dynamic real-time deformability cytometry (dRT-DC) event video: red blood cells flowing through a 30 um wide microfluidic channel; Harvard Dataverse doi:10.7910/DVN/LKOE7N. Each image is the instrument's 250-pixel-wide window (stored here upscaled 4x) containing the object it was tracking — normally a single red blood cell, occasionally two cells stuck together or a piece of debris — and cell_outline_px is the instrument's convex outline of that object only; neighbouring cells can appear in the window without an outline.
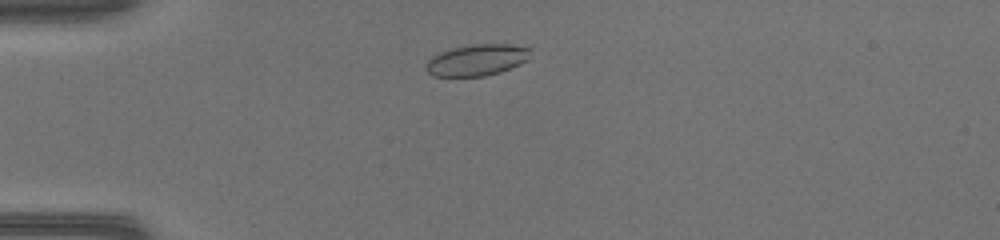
{"species": "common noctule bat (a hibernating species)", "species_latin": "Nyctalus noctula", "temperature_condition": "warm", "stored_images_in_passage": 20, "camera_frame_rate_fps": 3000, "um_per_image_px": 0.085, "animal": {"sex": "female", "body_mass_g": 17.0, "forearm_length_mm": 48.0}, "frame": {"image": 1, "passage_image": 6, "time_ms": 1.667, "image_size_px": [1000, 240], "cell_outline_px": [[528, 60], [520, 64], [500, 72], [484, 76], [432, 76], [424, 68], [424, 64], [432, 56], [440, 52], [452, 48], [472, 44], [508, 44], [528, 48]], "centroid_in_image_um": [40.47, 5.11], "position_along_channel_um": 44.5, "area_um2": 19.02}}
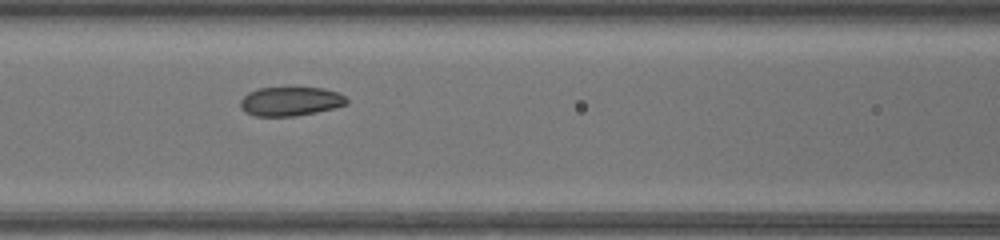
{"frame": {"image": 2, "passage_image": 15, "time_ms": 4.667, "image_size_px": [1000, 240], "cell_outline_px": [[348, 104], [316, 112], [296, 116], [256, 116], [244, 112], [240, 108], [240, 100], [248, 92], [260, 88], [324, 88], [336, 92], [344, 96], [348, 100]], "centroid_in_image_um": [24.66, 8.62], "position_along_channel_um": 141.9, "area_um2": 17.92}}
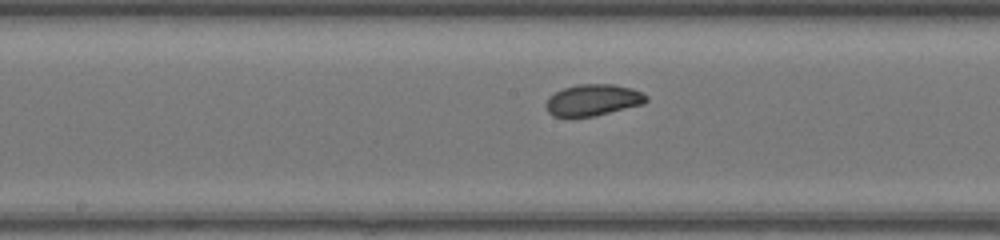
{"frame": {"image": 3, "passage_image": 19, "time_ms": 6.0, "image_size_px": [1000, 240], "cell_outline_px": [[648, 100], [644, 104], [596, 116], [552, 116], [548, 112], [544, 104], [548, 96], [564, 88], [576, 84], [612, 84], [632, 88], [648, 96]], "centroid_in_image_um": [50.4, 8.5], "position_along_channel_um": 197.8, "area_um2": 18.5}}